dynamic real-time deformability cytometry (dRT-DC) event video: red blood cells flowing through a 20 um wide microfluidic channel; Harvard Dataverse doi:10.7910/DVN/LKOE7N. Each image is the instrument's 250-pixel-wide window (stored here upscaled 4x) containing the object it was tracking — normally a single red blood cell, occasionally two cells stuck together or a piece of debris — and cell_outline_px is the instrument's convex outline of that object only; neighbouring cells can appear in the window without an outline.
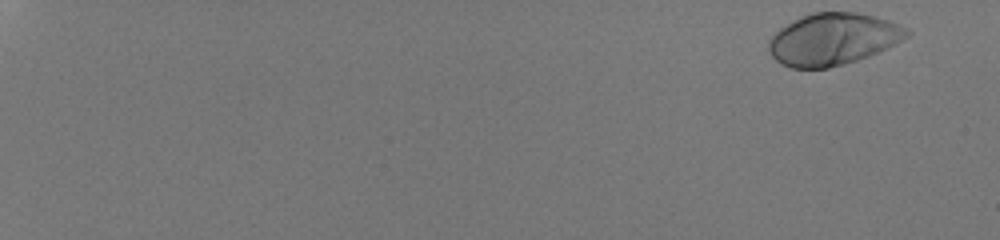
{"species": "human", "species_latin": "Homo sapiens", "temperature_condition": "room temperature", "stored_images_in_passage": 52, "camera_frame_rate_fps": 3000, "um_per_image_px": 0.085, "donor": {"sex": "male"}, "frame": {"image": 1, "passage_image": 1, "time_ms": 0.0, "image_size_px": [1000, 240], "cell_outline_px": [[912, 32], [908, 36], [868, 56], [844, 64], [828, 68], [792, 68], [776, 60], [772, 56], [768, 48], [768, 40], [780, 28], [792, 20], [800, 16], [812, 12], [856, 12], [888, 20], [908, 28]], "centroid_in_image_um": [70.77, 3.31], "position_along_channel_um": 14.2, "area_um2": 41.44}}
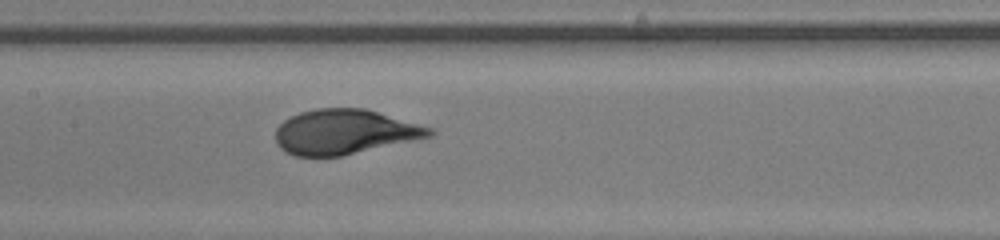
{"frame": {"image": 2, "passage_image": 30, "time_ms": 9.667, "image_size_px": [1000, 240], "cell_outline_px": [[436, 132], [432, 136], [416, 140], [340, 156], [292, 156], [284, 152], [276, 144], [276, 128], [284, 120], [300, 112], [316, 108], [364, 108], [432, 128]], "centroid_in_image_um": [29.27, 11.22], "position_along_channel_um": 178.1, "area_um2": 40.17}}
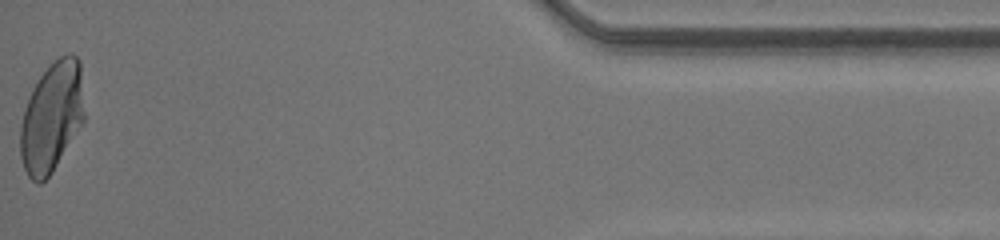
{"frame": {"image": 3, "passage_image": 52, "time_ms": 17.0, "image_size_px": [1000, 240], "cell_outline_px": [[84, 120], [52, 172], [40, 184], [36, 184], [28, 176], [24, 168], [20, 156], [20, 124], [24, 108], [32, 88], [40, 76], [60, 56], [68, 52], [72, 52], [80, 60], [84, 116]], "centroid_in_image_um": [4.38, 9.95], "position_along_channel_um": 430.8, "area_um2": 40.86}, "authors_computed_cell_mechanics": {"area_um2": 40.6334, "velocity_mm_per_s": 4.2323, "shape_relaxation_time_tau1_ms": 2.8961, "shape_relaxation_time_tau2_ms": null, "deformation_change_tau1": 0.1871, "deformation_change_tau2": null}}